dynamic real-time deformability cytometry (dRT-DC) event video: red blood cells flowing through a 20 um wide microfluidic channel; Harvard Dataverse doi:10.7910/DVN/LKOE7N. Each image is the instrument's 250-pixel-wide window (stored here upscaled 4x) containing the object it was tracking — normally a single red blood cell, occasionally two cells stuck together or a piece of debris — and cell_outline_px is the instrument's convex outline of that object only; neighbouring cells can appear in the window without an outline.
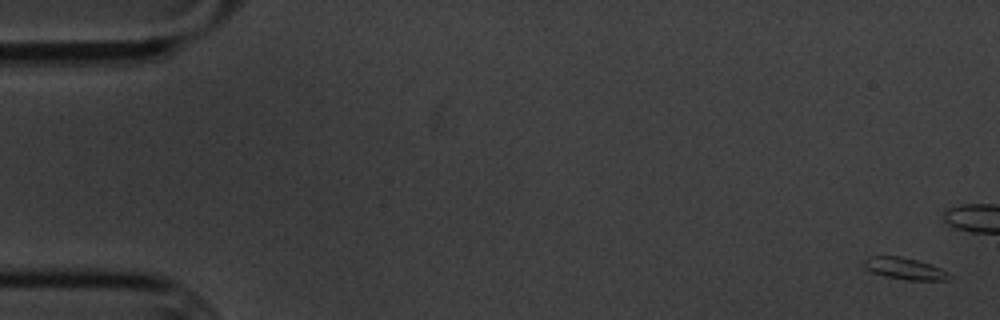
{"species": "common noctule bat (a hibernating species)", "species_latin": "Nyctalus noctula", "temperature_condition": "cold", "stored_images_in_passage": 13, "camera_frame_rate_fps": 3000, "um_per_image_px": 0.085, "animal": {"sex": "male", "body_mass_g": 20.1, "forearm_length_mm": 53.5}, "frame": {"image": 1, "passage_image": 1, "time_ms": 0.0, "image_size_px": [1000, 320], "cell_outline_px": [[952, 276], [948, 280], [908, 280], [884, 276], [872, 272], [864, 268], [864, 260], [872, 256], [900, 256], [920, 260], [940, 268], [948, 272]], "centroid_in_image_um": [76.92, 22.83], "position_along_channel_um": 8.1, "area_um2": 10.87}}